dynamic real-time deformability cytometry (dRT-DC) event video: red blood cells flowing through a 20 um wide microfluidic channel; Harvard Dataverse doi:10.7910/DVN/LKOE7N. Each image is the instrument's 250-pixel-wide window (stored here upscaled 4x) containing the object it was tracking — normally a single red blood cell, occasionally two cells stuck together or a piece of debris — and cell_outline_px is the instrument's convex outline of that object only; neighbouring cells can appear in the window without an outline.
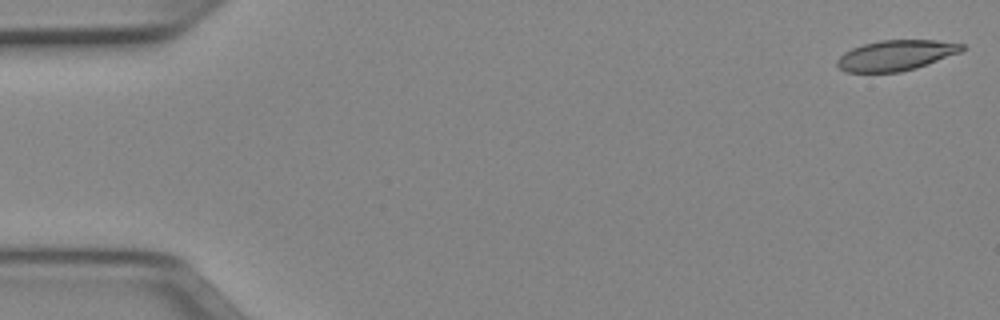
{"species": "Egyptian fruit bat (a non-hibernating species)", "species_latin": "Rousettus aegyptiacus", "temperature_condition": "cold", "stored_images_in_passage": 51, "camera_frame_rate_fps": 3000, "um_per_image_px": 0.085, "animal": {"sex": "female"}, "frame": {"image": 1, "passage_image": 1, "time_ms": 0.0, "image_size_px": [1000, 320], "cell_outline_px": [[968, 48], [960, 52], [928, 64], [916, 68], [900, 72], [844, 72], [836, 64], [836, 60], [844, 52], [852, 48], [864, 44], [880, 40], [936, 40], [964, 44]], "centroid_in_image_um": [76.16, 4.7], "position_along_channel_um": 8.8, "area_um2": 22.2}}
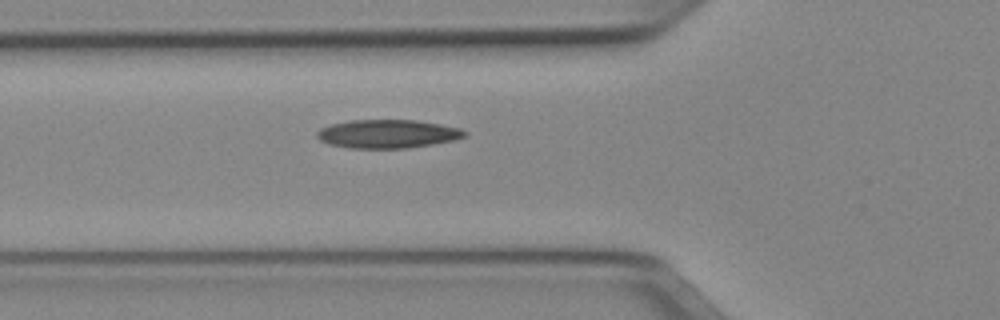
{"frame": {"image": 2, "passage_image": 18, "time_ms": 5.667, "image_size_px": [1000, 320], "cell_outline_px": [[468, 136], [452, 140], [432, 144], [408, 148], [348, 148], [328, 144], [320, 140], [316, 136], [316, 132], [320, 128], [332, 124], [348, 120], [416, 120], [440, 124], [460, 128], [468, 132]], "centroid_in_image_um": [32.94, 11.38], "position_along_channel_um": 92.9, "area_um2": 24.62}}
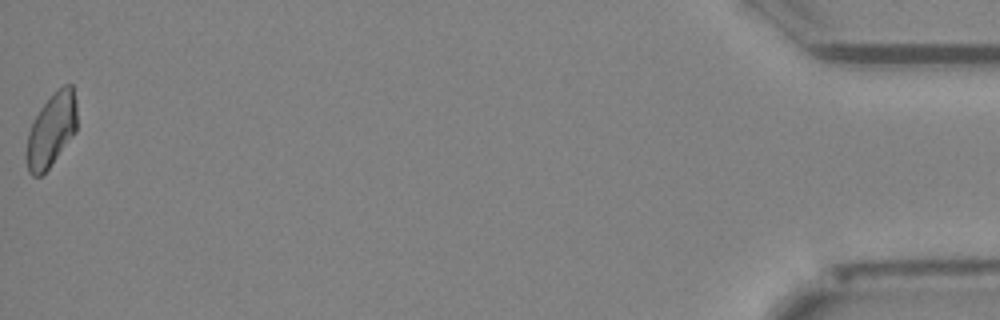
{"frame": {"image": 3, "passage_image": 51, "time_ms": 16.667, "image_size_px": [1000, 320], "cell_outline_px": [[76, 132], [48, 168], [40, 176], [32, 176], [28, 172], [24, 156], [24, 152], [28, 132], [32, 120], [40, 108], [52, 92], [64, 84], [72, 84], [76, 100]], "centroid_in_image_um": [4.32, 11.05], "position_along_channel_um": 430.9, "area_um2": 22.08}, "authors_computed_cell_mechanics": {"area_um2": 23.0622, "velocity_mm_per_s": 3.9459, "shape_relaxation_time_tau1_ms": null, "shape_relaxation_time_tau2_ms": 4.7595, "deformation_change_tau1": null, "deformation_change_tau2": 0.1071}}